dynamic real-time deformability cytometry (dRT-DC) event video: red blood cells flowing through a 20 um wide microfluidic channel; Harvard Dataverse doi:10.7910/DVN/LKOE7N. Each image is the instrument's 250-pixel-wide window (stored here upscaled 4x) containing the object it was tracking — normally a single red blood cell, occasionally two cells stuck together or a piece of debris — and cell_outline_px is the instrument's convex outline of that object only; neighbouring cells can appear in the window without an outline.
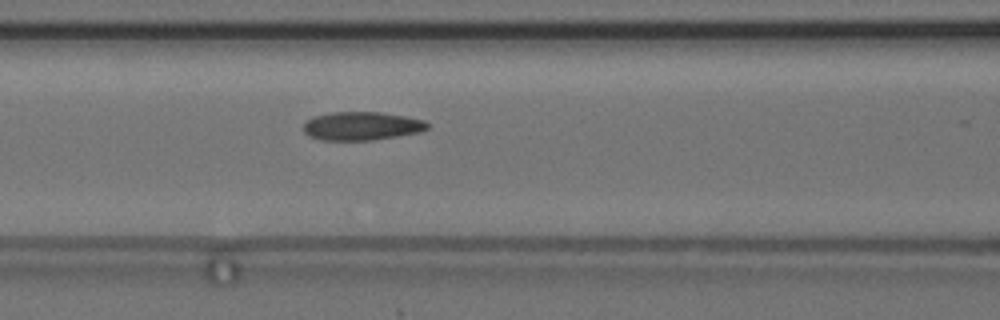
{"species": "common noctule bat (a hibernating species)", "species_latin": "Nyctalus noctula", "temperature_condition": "cold", "stored_images_in_passage": 6, "camera_frame_rate_fps": 3000, "um_per_image_px": 0.085, "animal": {"sex": "female", "body_mass_g": 24.6, "forearm_length_mm": 56.2}, "frame": {"image": 1, "passage_image": 6, "time_ms": 6.0, "image_size_px": [1000, 320], "cell_outline_px": [[428, 128], [420, 132], [372, 140], [320, 140], [308, 136], [304, 132], [304, 124], [312, 116], [332, 112], [380, 112], [404, 116], [424, 120], [428, 124]], "centroid_in_image_um": [30.71, 10.71], "position_along_channel_um": 135.9, "area_um2": 20.52}}